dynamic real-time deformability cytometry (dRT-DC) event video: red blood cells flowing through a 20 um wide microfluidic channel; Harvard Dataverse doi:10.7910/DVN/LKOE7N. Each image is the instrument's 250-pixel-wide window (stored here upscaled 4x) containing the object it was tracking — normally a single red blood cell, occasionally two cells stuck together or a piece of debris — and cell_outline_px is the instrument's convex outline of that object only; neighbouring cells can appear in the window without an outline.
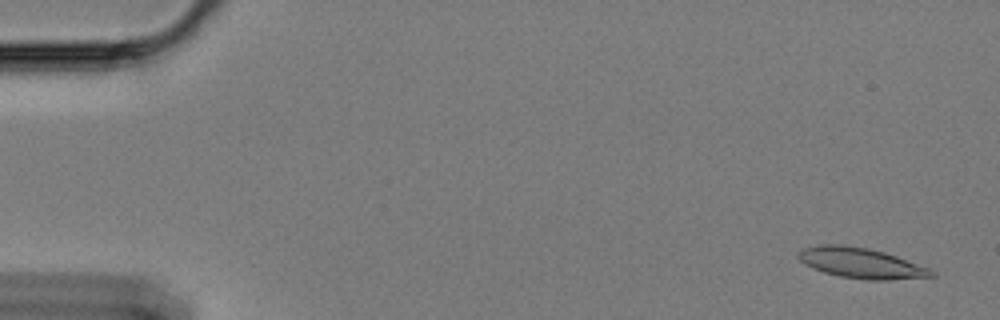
{"species": "Egyptian fruit bat (a non-hibernating species)", "species_latin": "Rousettus aegyptiacus", "temperature_condition": "cold", "stored_images_in_passage": 61, "camera_frame_rate_fps": 3000, "um_per_image_px": 0.085, "animal": {"sex": "female"}, "frame": {"image": 1, "passage_image": 3, "time_ms": 0.667, "image_size_px": [1000, 320], "cell_outline_px": [[936, 276], [888, 280], [868, 280], [840, 276], [824, 272], [812, 268], [804, 264], [796, 256], [804, 248], [820, 244], [844, 244], [868, 248], [884, 252], [896, 256], [928, 268], [936, 272]], "centroid_in_image_um": [73.17, 22.35], "position_along_channel_um": 11.8, "area_um2": 23.52}}
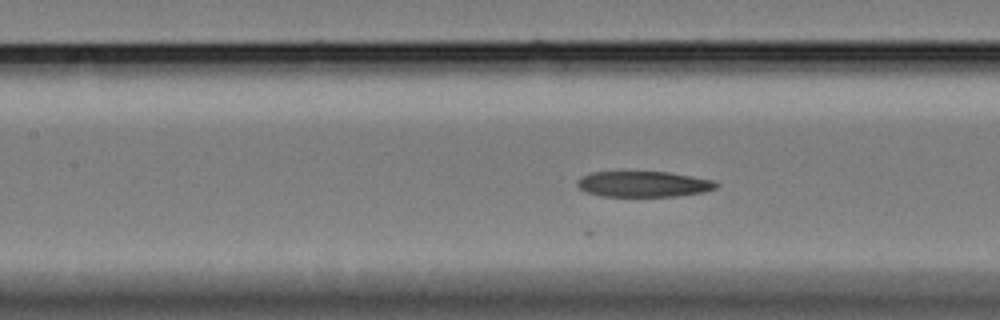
{"frame": {"image": 2, "passage_image": 27, "time_ms": 8.667, "image_size_px": [1000, 320], "cell_outline_px": [[720, 184], [716, 188], [704, 192], [676, 196], [600, 196], [588, 192], [580, 188], [576, 184], [576, 180], [580, 176], [592, 172], [668, 172], [712, 180]], "centroid_in_image_um": [54.68, 15.65], "position_along_channel_um": 152.7, "area_um2": 20.75}}
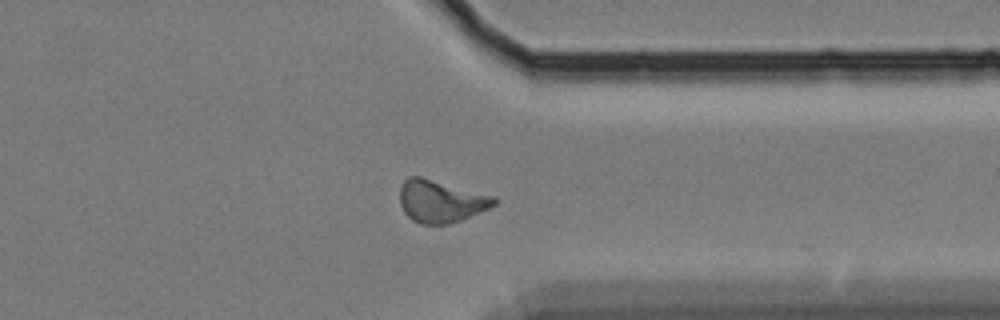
{"frame": {"image": 3, "passage_image": 47, "time_ms": 15.333, "image_size_px": [1000, 320], "cell_outline_px": [[496, 204], [488, 208], [460, 220], [448, 224], [420, 224], [412, 220], [404, 212], [400, 204], [400, 188], [404, 180], [408, 176], [420, 176], [496, 196]], "centroid_in_image_um": [37.45, 17.09], "position_along_channel_um": 374.0, "area_um2": 23.24}, "authors_computed_cell_mechanics": {"area_um2": 21.964, "velocity_mm_per_s": 3.3566, "shape_relaxation_time_tau1_ms": null, "shape_relaxation_time_tau2_ms": 2.2941, "deformation_change_tau1": null, "deformation_change_tau2": 0.1023}}